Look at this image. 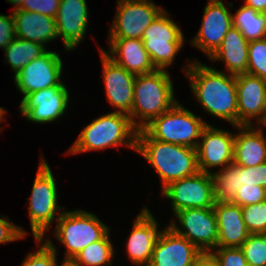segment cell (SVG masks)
Wrapping results in <instances>:
<instances>
[{"mask_svg": "<svg viewBox=\"0 0 266 266\" xmlns=\"http://www.w3.org/2000/svg\"><path fill=\"white\" fill-rule=\"evenodd\" d=\"M209 125L179 101L168 111L154 118L143 129L156 140L195 148L202 130Z\"/></svg>", "mask_w": 266, "mask_h": 266, "instance_id": "cell-6", "label": "cell"}, {"mask_svg": "<svg viewBox=\"0 0 266 266\" xmlns=\"http://www.w3.org/2000/svg\"><path fill=\"white\" fill-rule=\"evenodd\" d=\"M193 266H219V264L210 253H203Z\"/></svg>", "mask_w": 266, "mask_h": 266, "instance_id": "cell-40", "label": "cell"}, {"mask_svg": "<svg viewBox=\"0 0 266 266\" xmlns=\"http://www.w3.org/2000/svg\"><path fill=\"white\" fill-rule=\"evenodd\" d=\"M261 124V125H260ZM257 125H260L258 126L259 129H262V126L263 127H266V109L264 111V114H263V117L259 120L258 124Z\"/></svg>", "mask_w": 266, "mask_h": 266, "instance_id": "cell-44", "label": "cell"}, {"mask_svg": "<svg viewBox=\"0 0 266 266\" xmlns=\"http://www.w3.org/2000/svg\"><path fill=\"white\" fill-rule=\"evenodd\" d=\"M161 192L171 201L173 214L187 208H213L216 202L211 174L201 171L171 182Z\"/></svg>", "mask_w": 266, "mask_h": 266, "instance_id": "cell-10", "label": "cell"}, {"mask_svg": "<svg viewBox=\"0 0 266 266\" xmlns=\"http://www.w3.org/2000/svg\"><path fill=\"white\" fill-rule=\"evenodd\" d=\"M232 21L248 41L266 37V13L242 5L232 14Z\"/></svg>", "mask_w": 266, "mask_h": 266, "instance_id": "cell-28", "label": "cell"}, {"mask_svg": "<svg viewBox=\"0 0 266 266\" xmlns=\"http://www.w3.org/2000/svg\"><path fill=\"white\" fill-rule=\"evenodd\" d=\"M174 95L173 82L166 70L156 69L136 75L133 106L129 114L133 125L138 130L143 129L154 118L171 109L178 102Z\"/></svg>", "mask_w": 266, "mask_h": 266, "instance_id": "cell-4", "label": "cell"}, {"mask_svg": "<svg viewBox=\"0 0 266 266\" xmlns=\"http://www.w3.org/2000/svg\"><path fill=\"white\" fill-rule=\"evenodd\" d=\"M6 2L13 4V10H16L22 5L23 0H6Z\"/></svg>", "mask_w": 266, "mask_h": 266, "instance_id": "cell-43", "label": "cell"}, {"mask_svg": "<svg viewBox=\"0 0 266 266\" xmlns=\"http://www.w3.org/2000/svg\"><path fill=\"white\" fill-rule=\"evenodd\" d=\"M210 254L219 266H249L240 247H216Z\"/></svg>", "mask_w": 266, "mask_h": 266, "instance_id": "cell-34", "label": "cell"}, {"mask_svg": "<svg viewBox=\"0 0 266 266\" xmlns=\"http://www.w3.org/2000/svg\"><path fill=\"white\" fill-rule=\"evenodd\" d=\"M47 51V47L16 37L5 49V61L10 64L14 75L35 58Z\"/></svg>", "mask_w": 266, "mask_h": 266, "instance_id": "cell-27", "label": "cell"}, {"mask_svg": "<svg viewBox=\"0 0 266 266\" xmlns=\"http://www.w3.org/2000/svg\"><path fill=\"white\" fill-rule=\"evenodd\" d=\"M16 37L47 46L58 37L55 18L25 10H12Z\"/></svg>", "mask_w": 266, "mask_h": 266, "instance_id": "cell-24", "label": "cell"}, {"mask_svg": "<svg viewBox=\"0 0 266 266\" xmlns=\"http://www.w3.org/2000/svg\"><path fill=\"white\" fill-rule=\"evenodd\" d=\"M27 231L18 225H13L8 217H0V244L14 242L26 238Z\"/></svg>", "mask_w": 266, "mask_h": 266, "instance_id": "cell-38", "label": "cell"}, {"mask_svg": "<svg viewBox=\"0 0 266 266\" xmlns=\"http://www.w3.org/2000/svg\"><path fill=\"white\" fill-rule=\"evenodd\" d=\"M36 238L37 251L26 255L21 266H57V250L52 241L48 238Z\"/></svg>", "mask_w": 266, "mask_h": 266, "instance_id": "cell-31", "label": "cell"}, {"mask_svg": "<svg viewBox=\"0 0 266 266\" xmlns=\"http://www.w3.org/2000/svg\"><path fill=\"white\" fill-rule=\"evenodd\" d=\"M201 26L190 43L210 57L233 26L232 13L222 0H208Z\"/></svg>", "mask_w": 266, "mask_h": 266, "instance_id": "cell-15", "label": "cell"}, {"mask_svg": "<svg viewBox=\"0 0 266 266\" xmlns=\"http://www.w3.org/2000/svg\"><path fill=\"white\" fill-rule=\"evenodd\" d=\"M266 201V189L256 185H242L232 203L241 207Z\"/></svg>", "mask_w": 266, "mask_h": 266, "instance_id": "cell-35", "label": "cell"}, {"mask_svg": "<svg viewBox=\"0 0 266 266\" xmlns=\"http://www.w3.org/2000/svg\"><path fill=\"white\" fill-rule=\"evenodd\" d=\"M237 126L253 125L266 109V81L248 73L236 76Z\"/></svg>", "mask_w": 266, "mask_h": 266, "instance_id": "cell-18", "label": "cell"}, {"mask_svg": "<svg viewBox=\"0 0 266 266\" xmlns=\"http://www.w3.org/2000/svg\"><path fill=\"white\" fill-rule=\"evenodd\" d=\"M99 49L107 100L115 108L114 112L129 115L133 106L136 75L115 63L101 48Z\"/></svg>", "mask_w": 266, "mask_h": 266, "instance_id": "cell-16", "label": "cell"}, {"mask_svg": "<svg viewBox=\"0 0 266 266\" xmlns=\"http://www.w3.org/2000/svg\"><path fill=\"white\" fill-rule=\"evenodd\" d=\"M213 210L218 227L217 247H241L249 236L242 207L232 202H215Z\"/></svg>", "mask_w": 266, "mask_h": 266, "instance_id": "cell-22", "label": "cell"}, {"mask_svg": "<svg viewBox=\"0 0 266 266\" xmlns=\"http://www.w3.org/2000/svg\"><path fill=\"white\" fill-rule=\"evenodd\" d=\"M6 113H7L6 109L0 106V123H2V121L5 119L4 115H7ZM0 130H2L1 127H0Z\"/></svg>", "mask_w": 266, "mask_h": 266, "instance_id": "cell-45", "label": "cell"}, {"mask_svg": "<svg viewBox=\"0 0 266 266\" xmlns=\"http://www.w3.org/2000/svg\"><path fill=\"white\" fill-rule=\"evenodd\" d=\"M108 41L109 51L101 50L128 72L141 75L156 70L141 39L108 38Z\"/></svg>", "mask_w": 266, "mask_h": 266, "instance_id": "cell-21", "label": "cell"}, {"mask_svg": "<svg viewBox=\"0 0 266 266\" xmlns=\"http://www.w3.org/2000/svg\"><path fill=\"white\" fill-rule=\"evenodd\" d=\"M234 133L207 125L201 133L196 147L198 168L211 173V168L223 169L233 162Z\"/></svg>", "mask_w": 266, "mask_h": 266, "instance_id": "cell-14", "label": "cell"}, {"mask_svg": "<svg viewBox=\"0 0 266 266\" xmlns=\"http://www.w3.org/2000/svg\"><path fill=\"white\" fill-rule=\"evenodd\" d=\"M60 266H78L73 259H63V262L59 264ZM57 264V266H59Z\"/></svg>", "mask_w": 266, "mask_h": 266, "instance_id": "cell-42", "label": "cell"}, {"mask_svg": "<svg viewBox=\"0 0 266 266\" xmlns=\"http://www.w3.org/2000/svg\"><path fill=\"white\" fill-rule=\"evenodd\" d=\"M247 73L266 81V37L249 41Z\"/></svg>", "mask_w": 266, "mask_h": 266, "instance_id": "cell-32", "label": "cell"}, {"mask_svg": "<svg viewBox=\"0 0 266 266\" xmlns=\"http://www.w3.org/2000/svg\"><path fill=\"white\" fill-rule=\"evenodd\" d=\"M89 10L86 0H60L55 17L58 37H62L65 51L75 49L86 35Z\"/></svg>", "mask_w": 266, "mask_h": 266, "instance_id": "cell-19", "label": "cell"}, {"mask_svg": "<svg viewBox=\"0 0 266 266\" xmlns=\"http://www.w3.org/2000/svg\"><path fill=\"white\" fill-rule=\"evenodd\" d=\"M136 152L157 171L161 189L199 172L195 148L153 139L144 129L137 132Z\"/></svg>", "mask_w": 266, "mask_h": 266, "instance_id": "cell-2", "label": "cell"}, {"mask_svg": "<svg viewBox=\"0 0 266 266\" xmlns=\"http://www.w3.org/2000/svg\"><path fill=\"white\" fill-rule=\"evenodd\" d=\"M110 231L101 239L85 247L73 260L78 266H112L115 249Z\"/></svg>", "mask_w": 266, "mask_h": 266, "instance_id": "cell-29", "label": "cell"}, {"mask_svg": "<svg viewBox=\"0 0 266 266\" xmlns=\"http://www.w3.org/2000/svg\"><path fill=\"white\" fill-rule=\"evenodd\" d=\"M188 66V67H186ZM184 72L196 100L209 114L237 126L236 76L209 67L197 60L188 61Z\"/></svg>", "mask_w": 266, "mask_h": 266, "instance_id": "cell-1", "label": "cell"}, {"mask_svg": "<svg viewBox=\"0 0 266 266\" xmlns=\"http://www.w3.org/2000/svg\"><path fill=\"white\" fill-rule=\"evenodd\" d=\"M242 216L250 234L266 233V201L243 206Z\"/></svg>", "mask_w": 266, "mask_h": 266, "instance_id": "cell-33", "label": "cell"}, {"mask_svg": "<svg viewBox=\"0 0 266 266\" xmlns=\"http://www.w3.org/2000/svg\"><path fill=\"white\" fill-rule=\"evenodd\" d=\"M218 172H211L216 202H233L241 184V165L231 162Z\"/></svg>", "mask_w": 266, "mask_h": 266, "instance_id": "cell-26", "label": "cell"}, {"mask_svg": "<svg viewBox=\"0 0 266 266\" xmlns=\"http://www.w3.org/2000/svg\"><path fill=\"white\" fill-rule=\"evenodd\" d=\"M244 6L252 8L259 13H266V0H245Z\"/></svg>", "mask_w": 266, "mask_h": 266, "instance_id": "cell-41", "label": "cell"}, {"mask_svg": "<svg viewBox=\"0 0 266 266\" xmlns=\"http://www.w3.org/2000/svg\"><path fill=\"white\" fill-rule=\"evenodd\" d=\"M248 47L249 41L238 28L232 26L209 58L211 61H223L228 74L237 76L247 73Z\"/></svg>", "mask_w": 266, "mask_h": 266, "instance_id": "cell-25", "label": "cell"}, {"mask_svg": "<svg viewBox=\"0 0 266 266\" xmlns=\"http://www.w3.org/2000/svg\"><path fill=\"white\" fill-rule=\"evenodd\" d=\"M164 9L142 35V42L155 69L172 66L184 45V34Z\"/></svg>", "mask_w": 266, "mask_h": 266, "instance_id": "cell-8", "label": "cell"}, {"mask_svg": "<svg viewBox=\"0 0 266 266\" xmlns=\"http://www.w3.org/2000/svg\"><path fill=\"white\" fill-rule=\"evenodd\" d=\"M241 184L262 186L266 189V162L255 167L241 166Z\"/></svg>", "mask_w": 266, "mask_h": 266, "instance_id": "cell-37", "label": "cell"}, {"mask_svg": "<svg viewBox=\"0 0 266 266\" xmlns=\"http://www.w3.org/2000/svg\"><path fill=\"white\" fill-rule=\"evenodd\" d=\"M203 253L169 226L161 230L148 266H193Z\"/></svg>", "mask_w": 266, "mask_h": 266, "instance_id": "cell-17", "label": "cell"}, {"mask_svg": "<svg viewBox=\"0 0 266 266\" xmlns=\"http://www.w3.org/2000/svg\"><path fill=\"white\" fill-rule=\"evenodd\" d=\"M40 160L30 199L27 198L28 216L34 239H44L46 231L55 220L57 222L62 214L60 210L63 209V206L58 205L57 185L51 168L43 157Z\"/></svg>", "mask_w": 266, "mask_h": 266, "instance_id": "cell-5", "label": "cell"}, {"mask_svg": "<svg viewBox=\"0 0 266 266\" xmlns=\"http://www.w3.org/2000/svg\"><path fill=\"white\" fill-rule=\"evenodd\" d=\"M174 215L184 229L171 220L168 226L176 234L186 238L202 253H210L217 247L218 227L213 208H187Z\"/></svg>", "mask_w": 266, "mask_h": 266, "instance_id": "cell-9", "label": "cell"}, {"mask_svg": "<svg viewBox=\"0 0 266 266\" xmlns=\"http://www.w3.org/2000/svg\"><path fill=\"white\" fill-rule=\"evenodd\" d=\"M240 248L249 266H266V233L249 234Z\"/></svg>", "mask_w": 266, "mask_h": 266, "instance_id": "cell-30", "label": "cell"}, {"mask_svg": "<svg viewBox=\"0 0 266 266\" xmlns=\"http://www.w3.org/2000/svg\"><path fill=\"white\" fill-rule=\"evenodd\" d=\"M16 38L14 17L0 14V48L3 50Z\"/></svg>", "mask_w": 266, "mask_h": 266, "instance_id": "cell-39", "label": "cell"}, {"mask_svg": "<svg viewBox=\"0 0 266 266\" xmlns=\"http://www.w3.org/2000/svg\"><path fill=\"white\" fill-rule=\"evenodd\" d=\"M63 62L59 53L47 50L14 75L15 86L24 96L58 85L61 82Z\"/></svg>", "mask_w": 266, "mask_h": 266, "instance_id": "cell-13", "label": "cell"}, {"mask_svg": "<svg viewBox=\"0 0 266 266\" xmlns=\"http://www.w3.org/2000/svg\"><path fill=\"white\" fill-rule=\"evenodd\" d=\"M234 137L233 162L246 167H255L266 162V136L254 125H238Z\"/></svg>", "mask_w": 266, "mask_h": 266, "instance_id": "cell-23", "label": "cell"}, {"mask_svg": "<svg viewBox=\"0 0 266 266\" xmlns=\"http://www.w3.org/2000/svg\"><path fill=\"white\" fill-rule=\"evenodd\" d=\"M116 3L108 38L141 39L144 31L164 10L152 0H117Z\"/></svg>", "mask_w": 266, "mask_h": 266, "instance_id": "cell-11", "label": "cell"}, {"mask_svg": "<svg viewBox=\"0 0 266 266\" xmlns=\"http://www.w3.org/2000/svg\"><path fill=\"white\" fill-rule=\"evenodd\" d=\"M137 132L129 115L113 111L86 125L67 152L72 155L110 147L119 149L120 145L136 152Z\"/></svg>", "mask_w": 266, "mask_h": 266, "instance_id": "cell-3", "label": "cell"}, {"mask_svg": "<svg viewBox=\"0 0 266 266\" xmlns=\"http://www.w3.org/2000/svg\"><path fill=\"white\" fill-rule=\"evenodd\" d=\"M67 89L61 81L56 86L23 96L20 102L21 115L36 124L58 120L68 108L70 93Z\"/></svg>", "mask_w": 266, "mask_h": 266, "instance_id": "cell-12", "label": "cell"}, {"mask_svg": "<svg viewBox=\"0 0 266 266\" xmlns=\"http://www.w3.org/2000/svg\"><path fill=\"white\" fill-rule=\"evenodd\" d=\"M133 223L125 247L128 258L137 266H148L161 230L159 231L158 222L147 206L140 211Z\"/></svg>", "mask_w": 266, "mask_h": 266, "instance_id": "cell-20", "label": "cell"}, {"mask_svg": "<svg viewBox=\"0 0 266 266\" xmlns=\"http://www.w3.org/2000/svg\"><path fill=\"white\" fill-rule=\"evenodd\" d=\"M62 211L54 237L66 247L64 259H73L89 244L101 240L109 231L95 214L82 209Z\"/></svg>", "mask_w": 266, "mask_h": 266, "instance_id": "cell-7", "label": "cell"}, {"mask_svg": "<svg viewBox=\"0 0 266 266\" xmlns=\"http://www.w3.org/2000/svg\"><path fill=\"white\" fill-rule=\"evenodd\" d=\"M60 0H23L22 5L16 10H25L56 17Z\"/></svg>", "mask_w": 266, "mask_h": 266, "instance_id": "cell-36", "label": "cell"}]
</instances>
